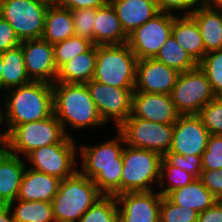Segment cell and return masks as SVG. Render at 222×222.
Returning <instances> with one entry per match:
<instances>
[{"mask_svg": "<svg viewBox=\"0 0 222 222\" xmlns=\"http://www.w3.org/2000/svg\"><path fill=\"white\" fill-rule=\"evenodd\" d=\"M117 138L94 146L82 145L79 149L82 159L80 173L92 179L99 192L105 196L121 194L123 171L122 152L125 145L122 134Z\"/></svg>", "mask_w": 222, "mask_h": 222, "instance_id": "6da1fadb", "label": "cell"}, {"mask_svg": "<svg viewBox=\"0 0 222 222\" xmlns=\"http://www.w3.org/2000/svg\"><path fill=\"white\" fill-rule=\"evenodd\" d=\"M5 119L7 134L16 126L39 121L54 114L52 84L31 81L6 90Z\"/></svg>", "mask_w": 222, "mask_h": 222, "instance_id": "7a4b0ae2", "label": "cell"}, {"mask_svg": "<svg viewBox=\"0 0 222 222\" xmlns=\"http://www.w3.org/2000/svg\"><path fill=\"white\" fill-rule=\"evenodd\" d=\"M53 87L54 115L66 132V124L78 130L88 126H100L101 119L86 84L55 82Z\"/></svg>", "mask_w": 222, "mask_h": 222, "instance_id": "3957f363", "label": "cell"}, {"mask_svg": "<svg viewBox=\"0 0 222 222\" xmlns=\"http://www.w3.org/2000/svg\"><path fill=\"white\" fill-rule=\"evenodd\" d=\"M102 196L93 180L78 170L73 176L61 180L52 200L55 222H79Z\"/></svg>", "mask_w": 222, "mask_h": 222, "instance_id": "277c9868", "label": "cell"}, {"mask_svg": "<svg viewBox=\"0 0 222 222\" xmlns=\"http://www.w3.org/2000/svg\"><path fill=\"white\" fill-rule=\"evenodd\" d=\"M137 62L129 45H96L92 80L120 88H135Z\"/></svg>", "mask_w": 222, "mask_h": 222, "instance_id": "5b68a950", "label": "cell"}, {"mask_svg": "<svg viewBox=\"0 0 222 222\" xmlns=\"http://www.w3.org/2000/svg\"><path fill=\"white\" fill-rule=\"evenodd\" d=\"M121 193L152 191L157 184L163 156L155 151L124 145Z\"/></svg>", "mask_w": 222, "mask_h": 222, "instance_id": "8992f818", "label": "cell"}, {"mask_svg": "<svg viewBox=\"0 0 222 222\" xmlns=\"http://www.w3.org/2000/svg\"><path fill=\"white\" fill-rule=\"evenodd\" d=\"M67 136L62 125L53 114L39 120L16 125L6 137V149L19 156L29 153L43 146L65 142Z\"/></svg>", "mask_w": 222, "mask_h": 222, "instance_id": "52a82bcc", "label": "cell"}, {"mask_svg": "<svg viewBox=\"0 0 222 222\" xmlns=\"http://www.w3.org/2000/svg\"><path fill=\"white\" fill-rule=\"evenodd\" d=\"M117 130L126 145L152 150L164 156L172 145L174 124L156 123L130 115Z\"/></svg>", "mask_w": 222, "mask_h": 222, "instance_id": "ba28073f", "label": "cell"}, {"mask_svg": "<svg viewBox=\"0 0 222 222\" xmlns=\"http://www.w3.org/2000/svg\"><path fill=\"white\" fill-rule=\"evenodd\" d=\"M216 96L199 66L179 74L171 98L180 115L199 114Z\"/></svg>", "mask_w": 222, "mask_h": 222, "instance_id": "9c48e42d", "label": "cell"}, {"mask_svg": "<svg viewBox=\"0 0 222 222\" xmlns=\"http://www.w3.org/2000/svg\"><path fill=\"white\" fill-rule=\"evenodd\" d=\"M48 6L35 0H6L0 16L12 26L20 41L42 37Z\"/></svg>", "mask_w": 222, "mask_h": 222, "instance_id": "30bf717a", "label": "cell"}, {"mask_svg": "<svg viewBox=\"0 0 222 222\" xmlns=\"http://www.w3.org/2000/svg\"><path fill=\"white\" fill-rule=\"evenodd\" d=\"M175 16L173 13L160 11L128 35L127 44L138 60L155 58L160 47L172 34Z\"/></svg>", "mask_w": 222, "mask_h": 222, "instance_id": "8fae6325", "label": "cell"}, {"mask_svg": "<svg viewBox=\"0 0 222 222\" xmlns=\"http://www.w3.org/2000/svg\"><path fill=\"white\" fill-rule=\"evenodd\" d=\"M72 138L69 137L63 143L40 147L29 153L26 158L33 165L32 169L56 176L61 180L73 176L78 171L74 168L78 148Z\"/></svg>", "mask_w": 222, "mask_h": 222, "instance_id": "7c38bea8", "label": "cell"}, {"mask_svg": "<svg viewBox=\"0 0 222 222\" xmlns=\"http://www.w3.org/2000/svg\"><path fill=\"white\" fill-rule=\"evenodd\" d=\"M86 86L104 123L112 118L118 128L131 115L135 88L114 87L95 80H90Z\"/></svg>", "mask_w": 222, "mask_h": 222, "instance_id": "4fadbf2b", "label": "cell"}, {"mask_svg": "<svg viewBox=\"0 0 222 222\" xmlns=\"http://www.w3.org/2000/svg\"><path fill=\"white\" fill-rule=\"evenodd\" d=\"M210 135L198 114L180 115L174 123L169 152L183 156H202Z\"/></svg>", "mask_w": 222, "mask_h": 222, "instance_id": "5bb4252c", "label": "cell"}, {"mask_svg": "<svg viewBox=\"0 0 222 222\" xmlns=\"http://www.w3.org/2000/svg\"><path fill=\"white\" fill-rule=\"evenodd\" d=\"M115 197L119 222L160 221L162 195L159 192H124Z\"/></svg>", "mask_w": 222, "mask_h": 222, "instance_id": "9a60e30c", "label": "cell"}, {"mask_svg": "<svg viewBox=\"0 0 222 222\" xmlns=\"http://www.w3.org/2000/svg\"><path fill=\"white\" fill-rule=\"evenodd\" d=\"M24 63L31 81L53 84L58 75L54 46L42 38L21 41Z\"/></svg>", "mask_w": 222, "mask_h": 222, "instance_id": "2e32d148", "label": "cell"}, {"mask_svg": "<svg viewBox=\"0 0 222 222\" xmlns=\"http://www.w3.org/2000/svg\"><path fill=\"white\" fill-rule=\"evenodd\" d=\"M179 74L155 58L138 60L134 92L171 95Z\"/></svg>", "mask_w": 222, "mask_h": 222, "instance_id": "e0dca14e", "label": "cell"}, {"mask_svg": "<svg viewBox=\"0 0 222 222\" xmlns=\"http://www.w3.org/2000/svg\"><path fill=\"white\" fill-rule=\"evenodd\" d=\"M131 115L161 124H174L180 114L171 95L157 93H132Z\"/></svg>", "mask_w": 222, "mask_h": 222, "instance_id": "ac0fdd59", "label": "cell"}, {"mask_svg": "<svg viewBox=\"0 0 222 222\" xmlns=\"http://www.w3.org/2000/svg\"><path fill=\"white\" fill-rule=\"evenodd\" d=\"M109 3L127 35L160 12L157 0H109Z\"/></svg>", "mask_w": 222, "mask_h": 222, "instance_id": "d6986e66", "label": "cell"}, {"mask_svg": "<svg viewBox=\"0 0 222 222\" xmlns=\"http://www.w3.org/2000/svg\"><path fill=\"white\" fill-rule=\"evenodd\" d=\"M61 179L32 168L24 170L17 199L52 202L59 190Z\"/></svg>", "mask_w": 222, "mask_h": 222, "instance_id": "ffe728a7", "label": "cell"}, {"mask_svg": "<svg viewBox=\"0 0 222 222\" xmlns=\"http://www.w3.org/2000/svg\"><path fill=\"white\" fill-rule=\"evenodd\" d=\"M128 35L124 32L120 20L110 3L97 8L93 23L94 45L126 44Z\"/></svg>", "mask_w": 222, "mask_h": 222, "instance_id": "44dd1931", "label": "cell"}, {"mask_svg": "<svg viewBox=\"0 0 222 222\" xmlns=\"http://www.w3.org/2000/svg\"><path fill=\"white\" fill-rule=\"evenodd\" d=\"M26 163L6 148L0 154V204L17 199Z\"/></svg>", "mask_w": 222, "mask_h": 222, "instance_id": "7402d4cb", "label": "cell"}, {"mask_svg": "<svg viewBox=\"0 0 222 222\" xmlns=\"http://www.w3.org/2000/svg\"><path fill=\"white\" fill-rule=\"evenodd\" d=\"M189 15L198 25L206 53L222 49V9L199 4Z\"/></svg>", "mask_w": 222, "mask_h": 222, "instance_id": "603a6c76", "label": "cell"}, {"mask_svg": "<svg viewBox=\"0 0 222 222\" xmlns=\"http://www.w3.org/2000/svg\"><path fill=\"white\" fill-rule=\"evenodd\" d=\"M172 35L197 64L206 55L198 25L189 14H182V17L175 16Z\"/></svg>", "mask_w": 222, "mask_h": 222, "instance_id": "cb8c5ba5", "label": "cell"}, {"mask_svg": "<svg viewBox=\"0 0 222 222\" xmlns=\"http://www.w3.org/2000/svg\"><path fill=\"white\" fill-rule=\"evenodd\" d=\"M174 204L201 213L213 206L218 199L197 178L192 183L171 191L166 196Z\"/></svg>", "mask_w": 222, "mask_h": 222, "instance_id": "d4e9b609", "label": "cell"}, {"mask_svg": "<svg viewBox=\"0 0 222 222\" xmlns=\"http://www.w3.org/2000/svg\"><path fill=\"white\" fill-rule=\"evenodd\" d=\"M96 63V45L89 51L76 55L59 70L55 82L86 84L93 79Z\"/></svg>", "mask_w": 222, "mask_h": 222, "instance_id": "484cf974", "label": "cell"}, {"mask_svg": "<svg viewBox=\"0 0 222 222\" xmlns=\"http://www.w3.org/2000/svg\"><path fill=\"white\" fill-rule=\"evenodd\" d=\"M74 35L72 11L60 5L49 6L41 38L54 45Z\"/></svg>", "mask_w": 222, "mask_h": 222, "instance_id": "4316f807", "label": "cell"}, {"mask_svg": "<svg viewBox=\"0 0 222 222\" xmlns=\"http://www.w3.org/2000/svg\"><path fill=\"white\" fill-rule=\"evenodd\" d=\"M3 68L0 75V90L5 91L31 82L28 77L21 45L0 54Z\"/></svg>", "mask_w": 222, "mask_h": 222, "instance_id": "83f0119b", "label": "cell"}, {"mask_svg": "<svg viewBox=\"0 0 222 222\" xmlns=\"http://www.w3.org/2000/svg\"><path fill=\"white\" fill-rule=\"evenodd\" d=\"M14 202L17 205L13 208ZM8 206L13 212L14 222H55L52 202L16 199Z\"/></svg>", "mask_w": 222, "mask_h": 222, "instance_id": "f1b7e54d", "label": "cell"}, {"mask_svg": "<svg viewBox=\"0 0 222 222\" xmlns=\"http://www.w3.org/2000/svg\"><path fill=\"white\" fill-rule=\"evenodd\" d=\"M155 59L180 73L192 70L198 66L191 56L179 45L172 34L160 47Z\"/></svg>", "mask_w": 222, "mask_h": 222, "instance_id": "f546056e", "label": "cell"}, {"mask_svg": "<svg viewBox=\"0 0 222 222\" xmlns=\"http://www.w3.org/2000/svg\"><path fill=\"white\" fill-rule=\"evenodd\" d=\"M166 178L169 179L168 182H170V186L166 185ZM196 179L197 178L191 173L170 165L164 158H162L158 182V186L162 188L159 192L162 196H167L171 191L185 187Z\"/></svg>", "mask_w": 222, "mask_h": 222, "instance_id": "4dcf8cb0", "label": "cell"}, {"mask_svg": "<svg viewBox=\"0 0 222 222\" xmlns=\"http://www.w3.org/2000/svg\"><path fill=\"white\" fill-rule=\"evenodd\" d=\"M54 46V61L59 70L65 63L78 54L89 51L94 44L76 35L56 43Z\"/></svg>", "mask_w": 222, "mask_h": 222, "instance_id": "1f68e13d", "label": "cell"}, {"mask_svg": "<svg viewBox=\"0 0 222 222\" xmlns=\"http://www.w3.org/2000/svg\"><path fill=\"white\" fill-rule=\"evenodd\" d=\"M79 222H119L116 197L103 195L83 214Z\"/></svg>", "mask_w": 222, "mask_h": 222, "instance_id": "d6a6232c", "label": "cell"}, {"mask_svg": "<svg viewBox=\"0 0 222 222\" xmlns=\"http://www.w3.org/2000/svg\"><path fill=\"white\" fill-rule=\"evenodd\" d=\"M198 66L210 82L213 94L222 97V49L206 53Z\"/></svg>", "mask_w": 222, "mask_h": 222, "instance_id": "836d02e7", "label": "cell"}, {"mask_svg": "<svg viewBox=\"0 0 222 222\" xmlns=\"http://www.w3.org/2000/svg\"><path fill=\"white\" fill-rule=\"evenodd\" d=\"M198 215L193 209L180 207L162 196L159 222H198Z\"/></svg>", "mask_w": 222, "mask_h": 222, "instance_id": "e575fe53", "label": "cell"}, {"mask_svg": "<svg viewBox=\"0 0 222 222\" xmlns=\"http://www.w3.org/2000/svg\"><path fill=\"white\" fill-rule=\"evenodd\" d=\"M210 134L222 135V97H215L198 114Z\"/></svg>", "mask_w": 222, "mask_h": 222, "instance_id": "d590c367", "label": "cell"}, {"mask_svg": "<svg viewBox=\"0 0 222 222\" xmlns=\"http://www.w3.org/2000/svg\"><path fill=\"white\" fill-rule=\"evenodd\" d=\"M97 8H85L72 11L74 33L76 36L93 43V23Z\"/></svg>", "mask_w": 222, "mask_h": 222, "instance_id": "8d00e7d4", "label": "cell"}, {"mask_svg": "<svg viewBox=\"0 0 222 222\" xmlns=\"http://www.w3.org/2000/svg\"><path fill=\"white\" fill-rule=\"evenodd\" d=\"M203 170L222 169V135L211 134L202 154Z\"/></svg>", "mask_w": 222, "mask_h": 222, "instance_id": "74e56055", "label": "cell"}, {"mask_svg": "<svg viewBox=\"0 0 222 222\" xmlns=\"http://www.w3.org/2000/svg\"><path fill=\"white\" fill-rule=\"evenodd\" d=\"M163 158L172 166L191 173L196 178H200L203 171L202 156H183L173 152H167Z\"/></svg>", "mask_w": 222, "mask_h": 222, "instance_id": "f35d334b", "label": "cell"}, {"mask_svg": "<svg viewBox=\"0 0 222 222\" xmlns=\"http://www.w3.org/2000/svg\"><path fill=\"white\" fill-rule=\"evenodd\" d=\"M199 179L207 190L218 200H222V169L203 170Z\"/></svg>", "mask_w": 222, "mask_h": 222, "instance_id": "ab89813d", "label": "cell"}, {"mask_svg": "<svg viewBox=\"0 0 222 222\" xmlns=\"http://www.w3.org/2000/svg\"><path fill=\"white\" fill-rule=\"evenodd\" d=\"M20 44L12 26L0 16V54Z\"/></svg>", "mask_w": 222, "mask_h": 222, "instance_id": "60d3db41", "label": "cell"}, {"mask_svg": "<svg viewBox=\"0 0 222 222\" xmlns=\"http://www.w3.org/2000/svg\"><path fill=\"white\" fill-rule=\"evenodd\" d=\"M159 11L163 12H174L177 11H185V14H190L191 11L196 7L195 5H199L201 0H157ZM194 6V7H193ZM193 8V9H191ZM174 10V11H171Z\"/></svg>", "mask_w": 222, "mask_h": 222, "instance_id": "b9f144b4", "label": "cell"}, {"mask_svg": "<svg viewBox=\"0 0 222 222\" xmlns=\"http://www.w3.org/2000/svg\"><path fill=\"white\" fill-rule=\"evenodd\" d=\"M109 3V0H60V6L73 10L85 8H100Z\"/></svg>", "mask_w": 222, "mask_h": 222, "instance_id": "7bdbcfd3", "label": "cell"}, {"mask_svg": "<svg viewBox=\"0 0 222 222\" xmlns=\"http://www.w3.org/2000/svg\"><path fill=\"white\" fill-rule=\"evenodd\" d=\"M198 222H222V200L199 213Z\"/></svg>", "mask_w": 222, "mask_h": 222, "instance_id": "ee69618b", "label": "cell"}, {"mask_svg": "<svg viewBox=\"0 0 222 222\" xmlns=\"http://www.w3.org/2000/svg\"><path fill=\"white\" fill-rule=\"evenodd\" d=\"M0 222H14L13 215L8 204H0Z\"/></svg>", "mask_w": 222, "mask_h": 222, "instance_id": "f6af8a7d", "label": "cell"}, {"mask_svg": "<svg viewBox=\"0 0 222 222\" xmlns=\"http://www.w3.org/2000/svg\"><path fill=\"white\" fill-rule=\"evenodd\" d=\"M200 4L208 8L222 9V0H201Z\"/></svg>", "mask_w": 222, "mask_h": 222, "instance_id": "bcb514c9", "label": "cell"}, {"mask_svg": "<svg viewBox=\"0 0 222 222\" xmlns=\"http://www.w3.org/2000/svg\"><path fill=\"white\" fill-rule=\"evenodd\" d=\"M49 6H59L60 0H35Z\"/></svg>", "mask_w": 222, "mask_h": 222, "instance_id": "7dc6e473", "label": "cell"}, {"mask_svg": "<svg viewBox=\"0 0 222 222\" xmlns=\"http://www.w3.org/2000/svg\"><path fill=\"white\" fill-rule=\"evenodd\" d=\"M6 137H7L6 131L0 133V147H6Z\"/></svg>", "mask_w": 222, "mask_h": 222, "instance_id": "c3c4849f", "label": "cell"}, {"mask_svg": "<svg viewBox=\"0 0 222 222\" xmlns=\"http://www.w3.org/2000/svg\"><path fill=\"white\" fill-rule=\"evenodd\" d=\"M3 121H6V119H5V111L2 112L1 107H0V124L3 123Z\"/></svg>", "mask_w": 222, "mask_h": 222, "instance_id": "681fc988", "label": "cell"}, {"mask_svg": "<svg viewBox=\"0 0 222 222\" xmlns=\"http://www.w3.org/2000/svg\"><path fill=\"white\" fill-rule=\"evenodd\" d=\"M2 68H3V61H2V59L0 57V75H1V72H2Z\"/></svg>", "mask_w": 222, "mask_h": 222, "instance_id": "f907efd6", "label": "cell"}, {"mask_svg": "<svg viewBox=\"0 0 222 222\" xmlns=\"http://www.w3.org/2000/svg\"><path fill=\"white\" fill-rule=\"evenodd\" d=\"M6 0H0V7L3 5V3L5 2Z\"/></svg>", "mask_w": 222, "mask_h": 222, "instance_id": "816d5d0a", "label": "cell"}, {"mask_svg": "<svg viewBox=\"0 0 222 222\" xmlns=\"http://www.w3.org/2000/svg\"><path fill=\"white\" fill-rule=\"evenodd\" d=\"M6 147H0V154L2 153V151L5 149Z\"/></svg>", "mask_w": 222, "mask_h": 222, "instance_id": "f5cc1de1", "label": "cell"}]
</instances>
